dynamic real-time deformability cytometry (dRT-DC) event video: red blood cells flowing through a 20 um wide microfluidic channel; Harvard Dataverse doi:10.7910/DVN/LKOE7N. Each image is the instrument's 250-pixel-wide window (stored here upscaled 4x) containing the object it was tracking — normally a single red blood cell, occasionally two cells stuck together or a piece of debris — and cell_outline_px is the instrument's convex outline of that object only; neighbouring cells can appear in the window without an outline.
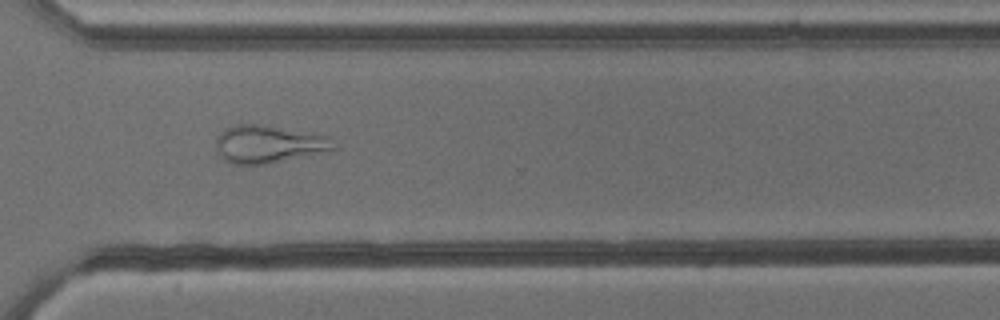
{"species": "common noctule bat (a hibernating species)", "species_latin": "Nyctalus noctula", "temperature_condition": "cold", "stored_images_in_passage": 52, "camera_frame_rate_fps": 3000, "um_per_image_px": 0.085, "animal": {"sex": "male", "body_mass_g": 13.3}, "frame": {"image": 1, "passage_image": 38, "time_ms": 12.333, "image_size_px": [1000, 320], "cell_outline_px": [[336, 148], [328, 152], [268, 164], [232, 164], [224, 160], [216, 152], [216, 140], [220, 132], [224, 128], [236, 124], [256, 124], [328, 136]], "centroid_in_image_um": [22.79, 12.27], "position_along_channel_um": 347.8, "area_um2": 25.84}}
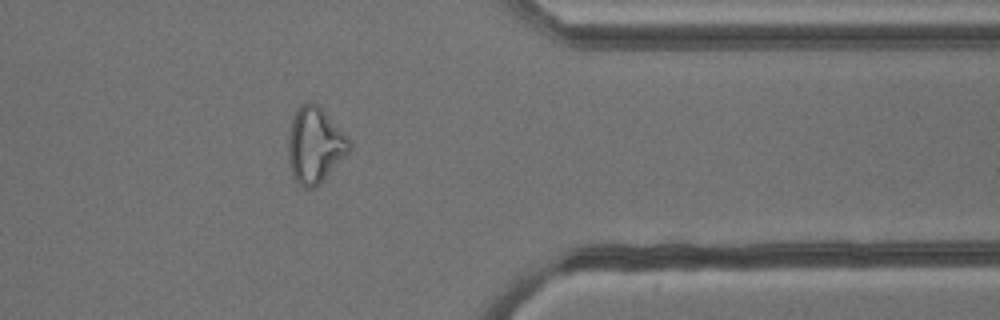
{"frame": {"image": 2, "passage_image": 42, "time_ms": 13.667, "image_size_px": [1000, 320], "cell_outline_px": [[352, 148], [320, 184], [312, 188], [304, 188], [292, 176], [288, 164], [288, 140], [292, 116], [296, 108], [300, 104], [308, 100], [316, 104], [352, 140]], "centroid_in_image_um": [26.75, 12.33], "position_along_channel_um": 384.6, "area_um2": 27.17}}
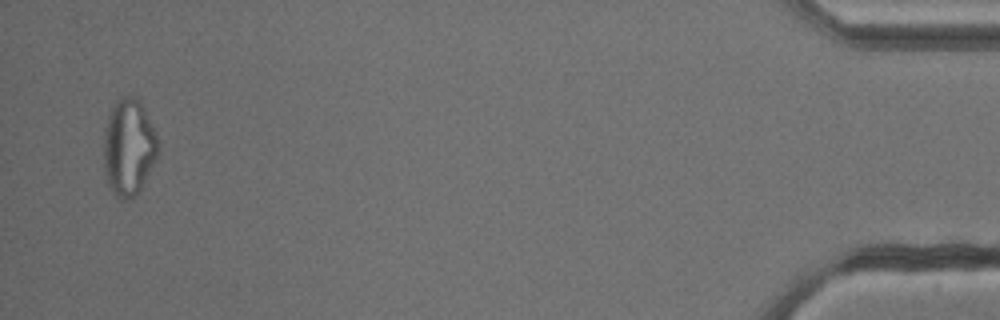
{"frame": {"image": 3, "passage_image": 51, "time_ms": 16.667, "image_size_px": [1000, 320], "cell_outline_px": [[160, 152], [140, 188], [132, 196], [120, 200], [116, 196], [108, 184], [104, 168], [104, 136], [108, 116], [116, 100], [120, 96], [136, 96], [156, 136]], "centroid_in_image_um": [10.92, 12.51], "position_along_channel_um": 424.3, "area_um2": 29.88}, "authors_computed_cell_mechanics": {"area_um2": 27.5995, "velocity_mm_per_s": 3.8445, "shape_relaxation_time_tau1_ms": null, "shape_relaxation_time_tau2_ms": 3.6558, "deformation_change_tau1": null, "deformation_change_tau2": 0.1572}}